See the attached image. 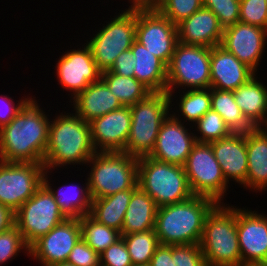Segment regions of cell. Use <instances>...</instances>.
<instances>
[{
    "label": "cell",
    "mask_w": 267,
    "mask_h": 266,
    "mask_svg": "<svg viewBox=\"0 0 267 266\" xmlns=\"http://www.w3.org/2000/svg\"><path fill=\"white\" fill-rule=\"evenodd\" d=\"M134 66V56L129 49L121 52L109 71L120 76L134 77Z\"/></svg>",
    "instance_id": "obj_44"
},
{
    "label": "cell",
    "mask_w": 267,
    "mask_h": 266,
    "mask_svg": "<svg viewBox=\"0 0 267 266\" xmlns=\"http://www.w3.org/2000/svg\"><path fill=\"white\" fill-rule=\"evenodd\" d=\"M223 32L217 16L204 6L177 24L178 42L185 45L212 48L221 44Z\"/></svg>",
    "instance_id": "obj_20"
},
{
    "label": "cell",
    "mask_w": 267,
    "mask_h": 266,
    "mask_svg": "<svg viewBox=\"0 0 267 266\" xmlns=\"http://www.w3.org/2000/svg\"><path fill=\"white\" fill-rule=\"evenodd\" d=\"M237 207V234L242 265L267 263V215Z\"/></svg>",
    "instance_id": "obj_18"
},
{
    "label": "cell",
    "mask_w": 267,
    "mask_h": 266,
    "mask_svg": "<svg viewBox=\"0 0 267 266\" xmlns=\"http://www.w3.org/2000/svg\"><path fill=\"white\" fill-rule=\"evenodd\" d=\"M202 7L203 0H163L156 9L177 25Z\"/></svg>",
    "instance_id": "obj_36"
},
{
    "label": "cell",
    "mask_w": 267,
    "mask_h": 266,
    "mask_svg": "<svg viewBox=\"0 0 267 266\" xmlns=\"http://www.w3.org/2000/svg\"><path fill=\"white\" fill-rule=\"evenodd\" d=\"M184 124L170 113L162 122L155 147L148 156L162 162L184 166L196 143L193 131L186 128L187 123Z\"/></svg>",
    "instance_id": "obj_16"
},
{
    "label": "cell",
    "mask_w": 267,
    "mask_h": 266,
    "mask_svg": "<svg viewBox=\"0 0 267 266\" xmlns=\"http://www.w3.org/2000/svg\"><path fill=\"white\" fill-rule=\"evenodd\" d=\"M135 39L168 66L178 43L177 25L157 9H136Z\"/></svg>",
    "instance_id": "obj_13"
},
{
    "label": "cell",
    "mask_w": 267,
    "mask_h": 266,
    "mask_svg": "<svg viewBox=\"0 0 267 266\" xmlns=\"http://www.w3.org/2000/svg\"><path fill=\"white\" fill-rule=\"evenodd\" d=\"M266 40V29L238 22L224 30L220 45L257 74Z\"/></svg>",
    "instance_id": "obj_17"
},
{
    "label": "cell",
    "mask_w": 267,
    "mask_h": 266,
    "mask_svg": "<svg viewBox=\"0 0 267 266\" xmlns=\"http://www.w3.org/2000/svg\"><path fill=\"white\" fill-rule=\"evenodd\" d=\"M247 148V178L242 187L253 192L266 191L267 187V132L253 127L245 133ZM258 190V191H257Z\"/></svg>",
    "instance_id": "obj_23"
},
{
    "label": "cell",
    "mask_w": 267,
    "mask_h": 266,
    "mask_svg": "<svg viewBox=\"0 0 267 266\" xmlns=\"http://www.w3.org/2000/svg\"><path fill=\"white\" fill-rule=\"evenodd\" d=\"M44 172L43 164L0 160V204L15 213L43 185Z\"/></svg>",
    "instance_id": "obj_12"
},
{
    "label": "cell",
    "mask_w": 267,
    "mask_h": 266,
    "mask_svg": "<svg viewBox=\"0 0 267 266\" xmlns=\"http://www.w3.org/2000/svg\"><path fill=\"white\" fill-rule=\"evenodd\" d=\"M241 266H267V263H247Z\"/></svg>",
    "instance_id": "obj_48"
},
{
    "label": "cell",
    "mask_w": 267,
    "mask_h": 266,
    "mask_svg": "<svg viewBox=\"0 0 267 266\" xmlns=\"http://www.w3.org/2000/svg\"><path fill=\"white\" fill-rule=\"evenodd\" d=\"M47 173L48 170H45L43 185L53 195L55 202L67 219H80L82 216L90 214L92 198L89 192L88 179L85 180L84 187L71 182L69 185L60 186L55 190L56 186L52 188L50 178L48 180L49 173Z\"/></svg>",
    "instance_id": "obj_25"
},
{
    "label": "cell",
    "mask_w": 267,
    "mask_h": 266,
    "mask_svg": "<svg viewBox=\"0 0 267 266\" xmlns=\"http://www.w3.org/2000/svg\"><path fill=\"white\" fill-rule=\"evenodd\" d=\"M66 262L73 266H100V255L81 238L71 250Z\"/></svg>",
    "instance_id": "obj_42"
},
{
    "label": "cell",
    "mask_w": 267,
    "mask_h": 266,
    "mask_svg": "<svg viewBox=\"0 0 267 266\" xmlns=\"http://www.w3.org/2000/svg\"><path fill=\"white\" fill-rule=\"evenodd\" d=\"M70 102L71 105H74L72 111L88 122L122 107V104L102 79L90 83Z\"/></svg>",
    "instance_id": "obj_24"
},
{
    "label": "cell",
    "mask_w": 267,
    "mask_h": 266,
    "mask_svg": "<svg viewBox=\"0 0 267 266\" xmlns=\"http://www.w3.org/2000/svg\"><path fill=\"white\" fill-rule=\"evenodd\" d=\"M49 266H73L72 264H69L67 262H63V263H56V264H52Z\"/></svg>",
    "instance_id": "obj_49"
},
{
    "label": "cell",
    "mask_w": 267,
    "mask_h": 266,
    "mask_svg": "<svg viewBox=\"0 0 267 266\" xmlns=\"http://www.w3.org/2000/svg\"><path fill=\"white\" fill-rule=\"evenodd\" d=\"M106 24L85 43L101 72L110 70L121 52L131 48L136 36V9L126 8Z\"/></svg>",
    "instance_id": "obj_9"
},
{
    "label": "cell",
    "mask_w": 267,
    "mask_h": 266,
    "mask_svg": "<svg viewBox=\"0 0 267 266\" xmlns=\"http://www.w3.org/2000/svg\"><path fill=\"white\" fill-rule=\"evenodd\" d=\"M179 95L175 112L171 115L182 122L193 125L211 109V88L183 90ZM178 115V116H177ZM183 116L184 120L181 118ZM191 122V123H190Z\"/></svg>",
    "instance_id": "obj_31"
},
{
    "label": "cell",
    "mask_w": 267,
    "mask_h": 266,
    "mask_svg": "<svg viewBox=\"0 0 267 266\" xmlns=\"http://www.w3.org/2000/svg\"><path fill=\"white\" fill-rule=\"evenodd\" d=\"M81 47L77 50L74 48L65 51L55 66L57 80L63 89L69 90L70 101L84 91L90 83L101 79L102 72L98 69L89 46L83 44Z\"/></svg>",
    "instance_id": "obj_14"
},
{
    "label": "cell",
    "mask_w": 267,
    "mask_h": 266,
    "mask_svg": "<svg viewBox=\"0 0 267 266\" xmlns=\"http://www.w3.org/2000/svg\"><path fill=\"white\" fill-rule=\"evenodd\" d=\"M188 183L195 196H203L224 204L228 183L215 158L210 143L196 142L184 164Z\"/></svg>",
    "instance_id": "obj_10"
},
{
    "label": "cell",
    "mask_w": 267,
    "mask_h": 266,
    "mask_svg": "<svg viewBox=\"0 0 267 266\" xmlns=\"http://www.w3.org/2000/svg\"><path fill=\"white\" fill-rule=\"evenodd\" d=\"M87 165L88 186L92 199L137 189L138 157L124 152H96Z\"/></svg>",
    "instance_id": "obj_5"
},
{
    "label": "cell",
    "mask_w": 267,
    "mask_h": 266,
    "mask_svg": "<svg viewBox=\"0 0 267 266\" xmlns=\"http://www.w3.org/2000/svg\"><path fill=\"white\" fill-rule=\"evenodd\" d=\"M29 256V246L16 225L0 233V265H5L9 260L15 259L20 251ZM17 255V256H16ZM15 256V257H14ZM14 257V258H13Z\"/></svg>",
    "instance_id": "obj_37"
},
{
    "label": "cell",
    "mask_w": 267,
    "mask_h": 266,
    "mask_svg": "<svg viewBox=\"0 0 267 266\" xmlns=\"http://www.w3.org/2000/svg\"><path fill=\"white\" fill-rule=\"evenodd\" d=\"M101 79L107 84L122 106H132L151 92L135 77L120 76L109 70L102 72Z\"/></svg>",
    "instance_id": "obj_32"
},
{
    "label": "cell",
    "mask_w": 267,
    "mask_h": 266,
    "mask_svg": "<svg viewBox=\"0 0 267 266\" xmlns=\"http://www.w3.org/2000/svg\"><path fill=\"white\" fill-rule=\"evenodd\" d=\"M203 6L217 16L223 30L239 22L240 0H203Z\"/></svg>",
    "instance_id": "obj_38"
},
{
    "label": "cell",
    "mask_w": 267,
    "mask_h": 266,
    "mask_svg": "<svg viewBox=\"0 0 267 266\" xmlns=\"http://www.w3.org/2000/svg\"><path fill=\"white\" fill-rule=\"evenodd\" d=\"M239 22L267 30V1L240 0Z\"/></svg>",
    "instance_id": "obj_39"
},
{
    "label": "cell",
    "mask_w": 267,
    "mask_h": 266,
    "mask_svg": "<svg viewBox=\"0 0 267 266\" xmlns=\"http://www.w3.org/2000/svg\"><path fill=\"white\" fill-rule=\"evenodd\" d=\"M174 266H207L199 244L172 245Z\"/></svg>",
    "instance_id": "obj_40"
},
{
    "label": "cell",
    "mask_w": 267,
    "mask_h": 266,
    "mask_svg": "<svg viewBox=\"0 0 267 266\" xmlns=\"http://www.w3.org/2000/svg\"><path fill=\"white\" fill-rule=\"evenodd\" d=\"M257 78L255 74L233 91L235 102L253 127H260L267 117V86Z\"/></svg>",
    "instance_id": "obj_27"
},
{
    "label": "cell",
    "mask_w": 267,
    "mask_h": 266,
    "mask_svg": "<svg viewBox=\"0 0 267 266\" xmlns=\"http://www.w3.org/2000/svg\"><path fill=\"white\" fill-rule=\"evenodd\" d=\"M66 219L44 185L15 212V225L29 247Z\"/></svg>",
    "instance_id": "obj_11"
},
{
    "label": "cell",
    "mask_w": 267,
    "mask_h": 266,
    "mask_svg": "<svg viewBox=\"0 0 267 266\" xmlns=\"http://www.w3.org/2000/svg\"><path fill=\"white\" fill-rule=\"evenodd\" d=\"M191 127L192 130L196 128L197 132L194 135L196 142L199 143H211L226 138L233 133L223 118L212 109L207 111L194 125H190Z\"/></svg>",
    "instance_id": "obj_35"
},
{
    "label": "cell",
    "mask_w": 267,
    "mask_h": 266,
    "mask_svg": "<svg viewBox=\"0 0 267 266\" xmlns=\"http://www.w3.org/2000/svg\"><path fill=\"white\" fill-rule=\"evenodd\" d=\"M157 208L154 200L138 187L132 193L124 215L121 235L153 230Z\"/></svg>",
    "instance_id": "obj_28"
},
{
    "label": "cell",
    "mask_w": 267,
    "mask_h": 266,
    "mask_svg": "<svg viewBox=\"0 0 267 266\" xmlns=\"http://www.w3.org/2000/svg\"><path fill=\"white\" fill-rule=\"evenodd\" d=\"M133 265H147L160 245L155 230H147L129 235H121Z\"/></svg>",
    "instance_id": "obj_34"
},
{
    "label": "cell",
    "mask_w": 267,
    "mask_h": 266,
    "mask_svg": "<svg viewBox=\"0 0 267 266\" xmlns=\"http://www.w3.org/2000/svg\"><path fill=\"white\" fill-rule=\"evenodd\" d=\"M130 9H156L163 0H128Z\"/></svg>",
    "instance_id": "obj_47"
},
{
    "label": "cell",
    "mask_w": 267,
    "mask_h": 266,
    "mask_svg": "<svg viewBox=\"0 0 267 266\" xmlns=\"http://www.w3.org/2000/svg\"><path fill=\"white\" fill-rule=\"evenodd\" d=\"M217 203L207 197L189 199L157 208L155 233L161 245L199 244L205 219Z\"/></svg>",
    "instance_id": "obj_3"
},
{
    "label": "cell",
    "mask_w": 267,
    "mask_h": 266,
    "mask_svg": "<svg viewBox=\"0 0 267 266\" xmlns=\"http://www.w3.org/2000/svg\"><path fill=\"white\" fill-rule=\"evenodd\" d=\"M35 98L0 128L1 161L43 164L51 119Z\"/></svg>",
    "instance_id": "obj_1"
},
{
    "label": "cell",
    "mask_w": 267,
    "mask_h": 266,
    "mask_svg": "<svg viewBox=\"0 0 267 266\" xmlns=\"http://www.w3.org/2000/svg\"><path fill=\"white\" fill-rule=\"evenodd\" d=\"M81 239L79 219H66L29 247V256H33L41 266L66 262L71 250Z\"/></svg>",
    "instance_id": "obj_15"
},
{
    "label": "cell",
    "mask_w": 267,
    "mask_h": 266,
    "mask_svg": "<svg viewBox=\"0 0 267 266\" xmlns=\"http://www.w3.org/2000/svg\"><path fill=\"white\" fill-rule=\"evenodd\" d=\"M64 113H59L50 121L48 144L43 159L44 168L49 173L61 166H85L96 153L91 141L89 122L81 119L75 112Z\"/></svg>",
    "instance_id": "obj_2"
},
{
    "label": "cell",
    "mask_w": 267,
    "mask_h": 266,
    "mask_svg": "<svg viewBox=\"0 0 267 266\" xmlns=\"http://www.w3.org/2000/svg\"><path fill=\"white\" fill-rule=\"evenodd\" d=\"M256 73L221 45L211 48L210 88L234 91Z\"/></svg>",
    "instance_id": "obj_21"
},
{
    "label": "cell",
    "mask_w": 267,
    "mask_h": 266,
    "mask_svg": "<svg viewBox=\"0 0 267 266\" xmlns=\"http://www.w3.org/2000/svg\"><path fill=\"white\" fill-rule=\"evenodd\" d=\"M150 266H174L172 261V245H159L153 254Z\"/></svg>",
    "instance_id": "obj_45"
},
{
    "label": "cell",
    "mask_w": 267,
    "mask_h": 266,
    "mask_svg": "<svg viewBox=\"0 0 267 266\" xmlns=\"http://www.w3.org/2000/svg\"><path fill=\"white\" fill-rule=\"evenodd\" d=\"M91 141L96 152H123L131 128L129 106L96 117L89 122Z\"/></svg>",
    "instance_id": "obj_19"
},
{
    "label": "cell",
    "mask_w": 267,
    "mask_h": 266,
    "mask_svg": "<svg viewBox=\"0 0 267 266\" xmlns=\"http://www.w3.org/2000/svg\"><path fill=\"white\" fill-rule=\"evenodd\" d=\"M211 109L223 118L233 133H246L253 128L235 102L233 91L211 88Z\"/></svg>",
    "instance_id": "obj_30"
},
{
    "label": "cell",
    "mask_w": 267,
    "mask_h": 266,
    "mask_svg": "<svg viewBox=\"0 0 267 266\" xmlns=\"http://www.w3.org/2000/svg\"><path fill=\"white\" fill-rule=\"evenodd\" d=\"M15 225V213L8 207L0 204V233Z\"/></svg>",
    "instance_id": "obj_46"
},
{
    "label": "cell",
    "mask_w": 267,
    "mask_h": 266,
    "mask_svg": "<svg viewBox=\"0 0 267 266\" xmlns=\"http://www.w3.org/2000/svg\"><path fill=\"white\" fill-rule=\"evenodd\" d=\"M236 207L217 204L205 219L199 245L207 266L242 265Z\"/></svg>",
    "instance_id": "obj_4"
},
{
    "label": "cell",
    "mask_w": 267,
    "mask_h": 266,
    "mask_svg": "<svg viewBox=\"0 0 267 266\" xmlns=\"http://www.w3.org/2000/svg\"><path fill=\"white\" fill-rule=\"evenodd\" d=\"M210 58V47L177 43L167 66L166 92L170 97V106L175 105L172 102L178 96L173 93L177 91L176 88L182 87L181 91L187 88L188 90L210 88Z\"/></svg>",
    "instance_id": "obj_8"
},
{
    "label": "cell",
    "mask_w": 267,
    "mask_h": 266,
    "mask_svg": "<svg viewBox=\"0 0 267 266\" xmlns=\"http://www.w3.org/2000/svg\"><path fill=\"white\" fill-rule=\"evenodd\" d=\"M131 265H133V263L122 237L100 254V266Z\"/></svg>",
    "instance_id": "obj_41"
},
{
    "label": "cell",
    "mask_w": 267,
    "mask_h": 266,
    "mask_svg": "<svg viewBox=\"0 0 267 266\" xmlns=\"http://www.w3.org/2000/svg\"><path fill=\"white\" fill-rule=\"evenodd\" d=\"M130 49L134 56V77L151 92L166 91L167 65L136 39Z\"/></svg>",
    "instance_id": "obj_26"
},
{
    "label": "cell",
    "mask_w": 267,
    "mask_h": 266,
    "mask_svg": "<svg viewBox=\"0 0 267 266\" xmlns=\"http://www.w3.org/2000/svg\"><path fill=\"white\" fill-rule=\"evenodd\" d=\"M81 238L99 255L121 238V232L97 222L90 215L79 219Z\"/></svg>",
    "instance_id": "obj_33"
},
{
    "label": "cell",
    "mask_w": 267,
    "mask_h": 266,
    "mask_svg": "<svg viewBox=\"0 0 267 266\" xmlns=\"http://www.w3.org/2000/svg\"><path fill=\"white\" fill-rule=\"evenodd\" d=\"M210 144L226 181L230 183L231 180L242 186L246 182L248 169L245 133H232Z\"/></svg>",
    "instance_id": "obj_22"
},
{
    "label": "cell",
    "mask_w": 267,
    "mask_h": 266,
    "mask_svg": "<svg viewBox=\"0 0 267 266\" xmlns=\"http://www.w3.org/2000/svg\"><path fill=\"white\" fill-rule=\"evenodd\" d=\"M135 190H124L107 197L92 199L89 215L97 222L121 232L124 215Z\"/></svg>",
    "instance_id": "obj_29"
},
{
    "label": "cell",
    "mask_w": 267,
    "mask_h": 266,
    "mask_svg": "<svg viewBox=\"0 0 267 266\" xmlns=\"http://www.w3.org/2000/svg\"><path fill=\"white\" fill-rule=\"evenodd\" d=\"M131 266H150V265L147 264V265H131Z\"/></svg>",
    "instance_id": "obj_51"
},
{
    "label": "cell",
    "mask_w": 267,
    "mask_h": 266,
    "mask_svg": "<svg viewBox=\"0 0 267 266\" xmlns=\"http://www.w3.org/2000/svg\"><path fill=\"white\" fill-rule=\"evenodd\" d=\"M32 97L33 96H27V98L23 97L19 99V101L17 100L18 103L16 105L12 97L0 95V128L7 125Z\"/></svg>",
    "instance_id": "obj_43"
},
{
    "label": "cell",
    "mask_w": 267,
    "mask_h": 266,
    "mask_svg": "<svg viewBox=\"0 0 267 266\" xmlns=\"http://www.w3.org/2000/svg\"><path fill=\"white\" fill-rule=\"evenodd\" d=\"M265 132H267V117L264 121V123L260 126Z\"/></svg>",
    "instance_id": "obj_50"
},
{
    "label": "cell",
    "mask_w": 267,
    "mask_h": 266,
    "mask_svg": "<svg viewBox=\"0 0 267 266\" xmlns=\"http://www.w3.org/2000/svg\"><path fill=\"white\" fill-rule=\"evenodd\" d=\"M129 108L131 128L123 152L135 157L148 156L155 147L162 122L173 108L170 97L166 91L150 92Z\"/></svg>",
    "instance_id": "obj_7"
},
{
    "label": "cell",
    "mask_w": 267,
    "mask_h": 266,
    "mask_svg": "<svg viewBox=\"0 0 267 266\" xmlns=\"http://www.w3.org/2000/svg\"><path fill=\"white\" fill-rule=\"evenodd\" d=\"M138 187L157 207L179 203L194 196L184 167L162 162L149 156L138 157Z\"/></svg>",
    "instance_id": "obj_6"
}]
</instances>
